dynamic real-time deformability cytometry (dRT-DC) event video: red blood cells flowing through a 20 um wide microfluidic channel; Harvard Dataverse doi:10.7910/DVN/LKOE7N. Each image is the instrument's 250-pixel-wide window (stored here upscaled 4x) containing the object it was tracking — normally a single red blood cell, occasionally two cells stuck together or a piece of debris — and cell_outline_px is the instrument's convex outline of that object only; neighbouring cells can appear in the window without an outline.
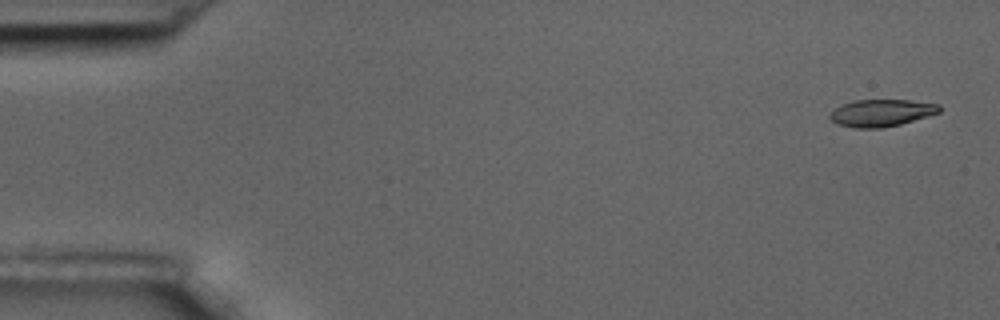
{"species": "common noctule bat (a hibernating species)", "species_latin": "Nyctalus noctula", "temperature_condition": "room temperature", "stored_images_in_passage": 57, "camera_frame_rate_fps": 3000, "um_per_image_px": 0.085, "animal": {"sex": "male", "body_mass_g": 17.5, "forearm_length_mm": 52.3}, "frame": {"image": 1, "passage_image": 1, "time_ms": 0.0, "image_size_px": [1000, 320], "cell_outline_px": [[940, 112], [900, 124], [880, 128], [856, 128], [836, 124], [828, 116], [840, 104], [852, 100], [908, 100], [940, 104]], "centroid_in_image_um": [74.89, 9.59], "position_along_channel_um": 10.1, "area_um2": 17.22}}
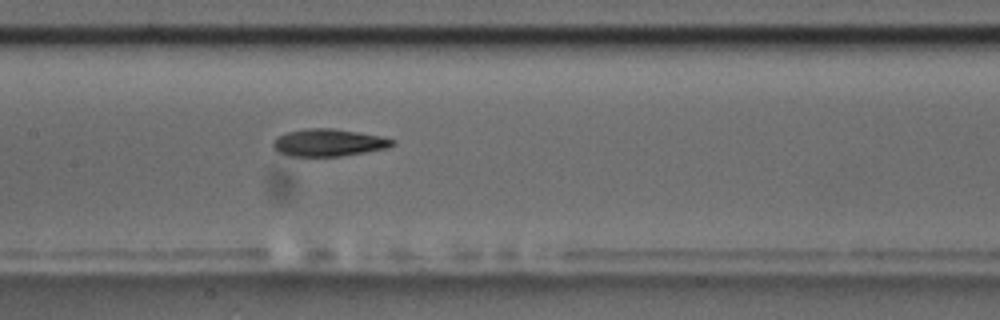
{"frame": {"image": 2, "passage_image": 27, "time_ms": 8.667, "image_size_px": [1000, 320], "cell_outline_px": [[396, 144], [388, 148], [340, 156], [288, 156], [276, 152], [272, 148], [272, 140], [276, 136], [288, 132], [304, 128], [332, 128], [380, 136], [396, 140]], "centroid_in_image_um": [27.87, 12.12], "position_along_channel_um": 179.5, "area_um2": 19.19}}
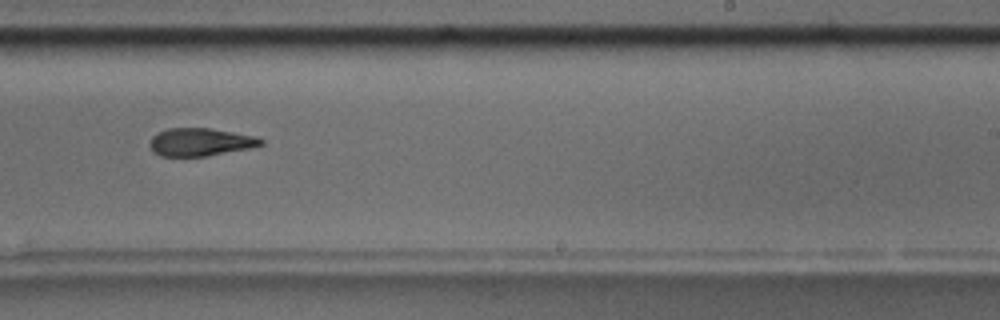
{"frame": {"image": 3, "passage_image": 35, "time_ms": 11.333, "image_size_px": [1000, 320], "cell_outline_px": [[264, 144], [248, 148], [208, 156], [160, 156], [152, 152], [148, 144], [152, 136], [156, 132], [168, 128], [212, 128], [252, 136], [264, 140]], "centroid_in_image_um": [16.95, 12.07], "position_along_channel_um": 272.1, "area_um2": 18.09}, "authors_computed_cell_mechanics": {"area_um2": 18.9584, "velocity_mm_per_s": 3.485, "shape_relaxation_time_tau1_ms": 6.045, "shape_relaxation_time_tau2_ms": 4.9883, "deformation_change_tau1": 0.1937, "deformation_change_tau2": 0.1402}}